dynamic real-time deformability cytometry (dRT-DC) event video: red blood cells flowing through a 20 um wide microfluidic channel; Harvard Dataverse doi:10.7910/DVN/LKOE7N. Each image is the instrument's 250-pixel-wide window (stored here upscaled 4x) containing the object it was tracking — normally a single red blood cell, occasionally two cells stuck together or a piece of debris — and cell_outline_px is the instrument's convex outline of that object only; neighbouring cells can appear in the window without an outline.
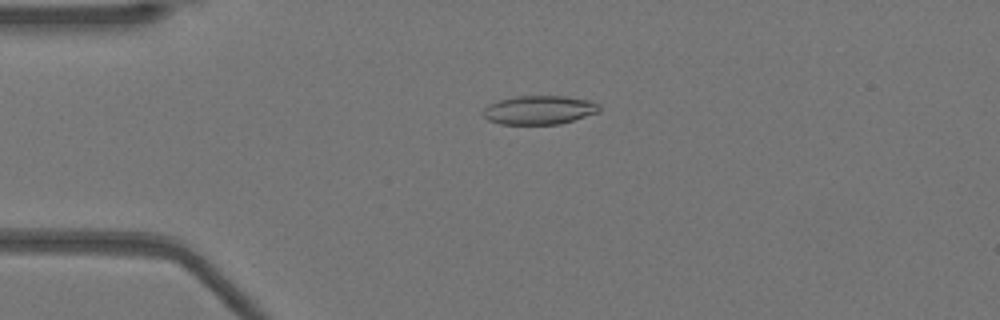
{"species": "Egyptian fruit bat (a non-hibernating species)", "species_latin": "Rousettus aegyptiacus", "temperature_condition": "warm", "stored_images_in_passage": 49, "camera_frame_rate_fps": 3000, "um_per_image_px": 0.085, "animal": {"sex": "female"}, "frame": {"image": 1, "passage_image": 9, "time_ms": 2.667, "image_size_px": [1000, 320], "cell_outline_px": [[600, 112], [560, 124], [500, 124], [488, 120], [484, 116], [484, 108], [488, 104], [500, 100], [516, 96], [564, 96], [588, 100], [600, 104]], "centroid_in_image_um": [45.85, 9.35], "position_along_channel_um": 39.1, "area_um2": 19.48}}
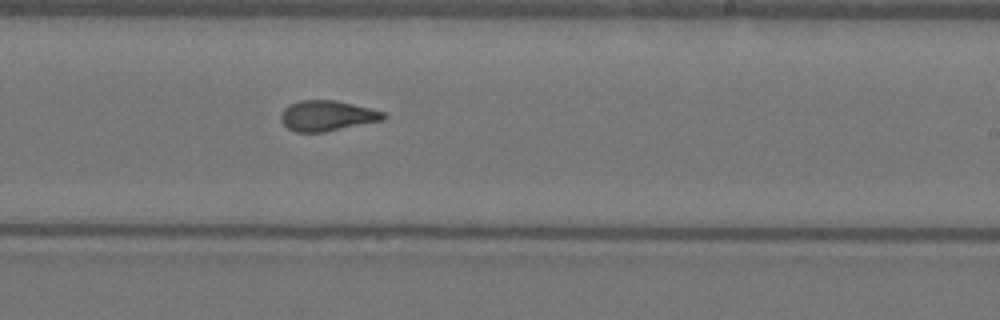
{"frame": {"image": 2, "passage_image": 28, "time_ms": 9.0, "image_size_px": [1000, 320], "cell_outline_px": [[388, 116], [384, 120], [324, 132], [296, 132], [288, 128], [280, 120], [280, 112], [288, 104], [300, 100], [336, 100], [384, 112]], "centroid_in_image_um": [27.78, 9.83], "position_along_channel_um": 261.2, "area_um2": 18.26}}
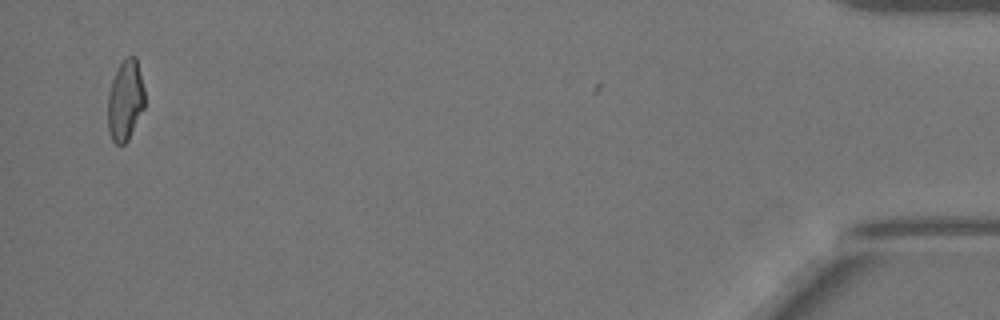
{"frame": {"image": 3, "passage_image": 47, "time_ms": 15.333, "image_size_px": [1000, 320], "cell_outline_px": [[144, 108], [128, 140], [124, 144], [116, 144], [112, 140], [108, 128], [108, 96], [112, 80], [120, 64], [128, 56], [136, 56], [144, 88]], "centroid_in_image_um": [10.65, 8.54], "position_along_channel_um": 424.5, "area_um2": 17.17}, "authors_computed_cell_mechanics": {"area_um2": 18.2648, "velocity_mm_per_s": 3.9426, "shape_relaxation_time_tau1_ms": 4.9901, "shape_relaxation_time_tau2_ms": 1.5125, "deformation_change_tau1": 0.1944, "deformation_change_tau2": 0.0945}}